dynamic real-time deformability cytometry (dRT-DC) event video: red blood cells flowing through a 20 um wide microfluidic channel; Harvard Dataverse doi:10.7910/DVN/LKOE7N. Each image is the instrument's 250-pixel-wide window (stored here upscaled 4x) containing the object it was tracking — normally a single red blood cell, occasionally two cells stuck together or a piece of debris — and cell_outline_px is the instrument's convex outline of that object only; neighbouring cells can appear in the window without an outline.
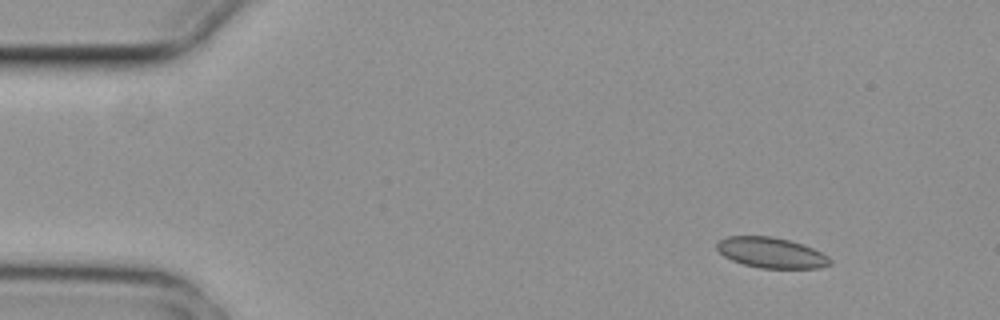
{"species": "common noctule bat (a hibernating species)", "species_latin": "Nyctalus noctula", "temperature_condition": "cold", "stored_images_in_passage": 4, "camera_frame_rate_fps": 3000, "um_per_image_px": 0.085, "animal": {"sex": "female", "body_mass_g": 29.2, "forearm_length_mm": 56.3}, "frame": {"image": 1, "passage_image": 2, "time_ms": 0.333, "image_size_px": [1000, 320], "cell_outline_px": [[832, 264], [820, 268], [760, 268], [744, 264], [732, 260], [724, 256], [716, 248], [716, 240], [728, 236], [772, 236], [804, 244], [828, 256], [832, 260]], "centroid_in_image_um": [65.55, 21.47], "position_along_channel_um": 19.5, "area_um2": 20.23}}
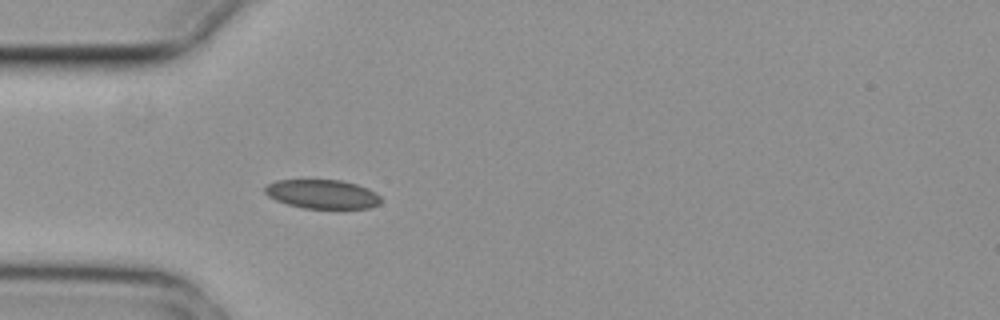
{"frame": {"image": 2, "passage_image": 4, "time_ms": 1.0, "image_size_px": [1000, 320], "cell_outline_px": [[380, 204], [368, 208], [304, 208], [288, 204], [276, 200], [268, 196], [264, 192], [264, 188], [268, 184], [276, 180], [340, 180], [356, 184], [368, 188], [376, 192], [380, 196]], "centroid_in_image_um": [27.4, 16.5], "position_along_channel_um": 57.6, "area_um2": 19.54}}